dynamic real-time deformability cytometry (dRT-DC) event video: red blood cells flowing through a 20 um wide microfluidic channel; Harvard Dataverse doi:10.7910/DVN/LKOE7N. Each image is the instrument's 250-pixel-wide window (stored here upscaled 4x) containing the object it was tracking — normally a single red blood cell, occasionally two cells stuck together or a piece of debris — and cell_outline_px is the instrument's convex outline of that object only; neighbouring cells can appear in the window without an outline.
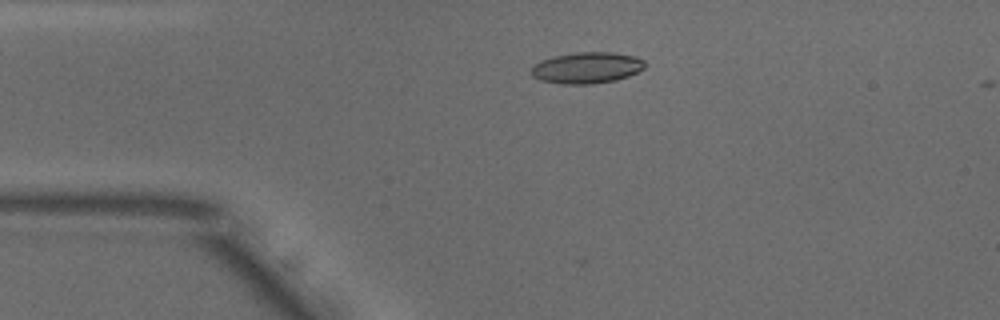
{"species": "common noctule bat (a hibernating species)", "species_latin": "Nyctalus noctula", "temperature_condition": "warm", "stored_images_in_passage": 12, "camera_frame_rate_fps": 3000, "um_per_image_px": 0.085, "animal": {"sex": "male", "body_mass_g": 18.8}, "frame": {"image": 1, "passage_image": 11, "time_ms": 3.333, "image_size_px": [1000, 320], "cell_outline_px": [[644, 68], [628, 76], [616, 80], [592, 84], [560, 84], [540, 80], [532, 76], [532, 64], [540, 60], [552, 56], [576, 52], [612, 52], [636, 56], [644, 60]], "centroid_in_image_um": [49.85, 5.75], "position_along_channel_um": 35.2, "area_um2": 20.87}}